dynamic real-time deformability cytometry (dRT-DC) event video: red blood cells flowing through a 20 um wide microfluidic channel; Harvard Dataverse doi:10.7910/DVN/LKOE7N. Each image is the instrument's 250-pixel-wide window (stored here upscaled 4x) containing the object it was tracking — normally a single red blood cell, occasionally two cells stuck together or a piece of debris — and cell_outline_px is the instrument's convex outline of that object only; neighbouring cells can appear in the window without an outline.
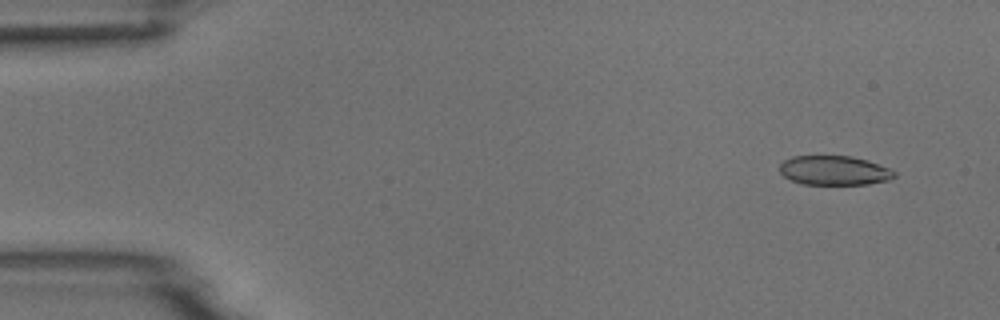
{"species": "common noctule bat (a hibernating species)", "species_latin": "Nyctalus noctula", "temperature_condition": "room temperature", "stored_images_in_passage": 5, "camera_frame_rate_fps": 3000, "um_per_image_px": 0.085, "animal": {"sex": "male", "body_mass_g": 18.8}, "frame": {"image": 1, "passage_image": 1, "time_ms": 0.0, "image_size_px": [1000, 320], "cell_outline_px": [[896, 176], [888, 180], [868, 184], [804, 184], [792, 180], [784, 176], [780, 172], [780, 164], [784, 160], [792, 156], [852, 156], [868, 160], [888, 168], [896, 172]], "centroid_in_image_um": [70.91, 14.48], "position_along_channel_um": 14.1, "area_um2": 19.54}}
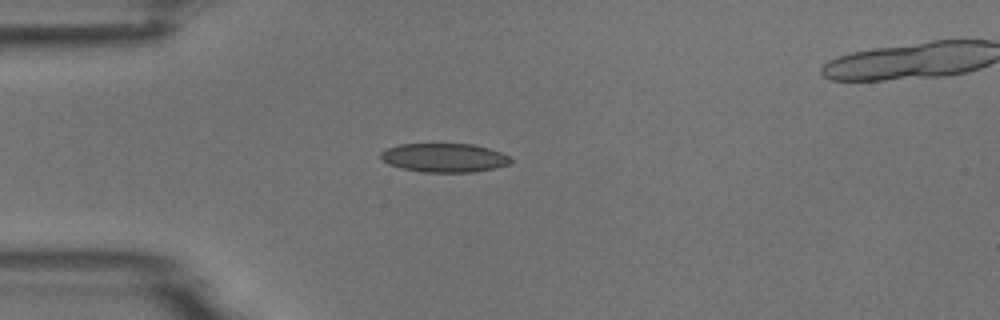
{"frame": {"image": 2, "passage_image": 4, "time_ms": 3.333, "image_size_px": [1000, 320], "cell_outline_px": [[512, 160], [508, 164], [496, 168], [472, 172], [424, 172], [400, 168], [388, 164], [380, 156], [380, 152], [388, 148], [400, 144], [476, 144], [500, 152], [508, 156]], "centroid_in_image_um": [37.76, 13.41], "position_along_channel_um": 47.2, "area_um2": 21.79}}